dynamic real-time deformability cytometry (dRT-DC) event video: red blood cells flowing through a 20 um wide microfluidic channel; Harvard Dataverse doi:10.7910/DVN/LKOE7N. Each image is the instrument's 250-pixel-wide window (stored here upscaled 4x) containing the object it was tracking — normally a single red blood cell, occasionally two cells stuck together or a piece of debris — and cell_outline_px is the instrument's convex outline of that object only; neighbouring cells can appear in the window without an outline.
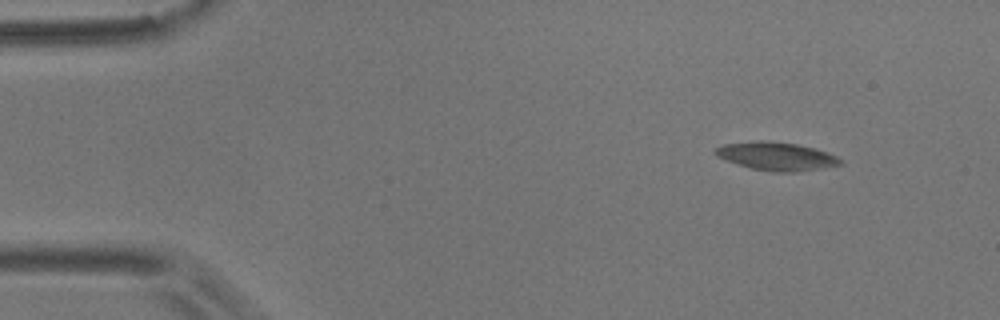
{"species": "common noctule bat (a hibernating species)", "species_latin": "Nyctalus noctula", "temperature_condition": "room temperature", "stored_images_in_passage": 3, "segment_of_instrument_passage": [1, 2], "camera_frame_rate_fps": 3000, "um_per_image_px": 0.085, "animal": {"sex": "male", "body_mass_g": 17.9}, "frame": {"image": 1, "passage_image": 1, "time_ms": 0.0, "image_size_px": [1000, 320], "cell_outline_px": [[844, 164], [820, 168], [792, 172], [772, 172], [752, 168], [716, 156], [712, 152], [716, 148], [724, 144], [760, 140], [796, 144], [828, 152], [844, 160]], "centroid_in_image_um": [66.02, 13.28], "position_along_channel_um": 19.0, "area_um2": 20.29}}